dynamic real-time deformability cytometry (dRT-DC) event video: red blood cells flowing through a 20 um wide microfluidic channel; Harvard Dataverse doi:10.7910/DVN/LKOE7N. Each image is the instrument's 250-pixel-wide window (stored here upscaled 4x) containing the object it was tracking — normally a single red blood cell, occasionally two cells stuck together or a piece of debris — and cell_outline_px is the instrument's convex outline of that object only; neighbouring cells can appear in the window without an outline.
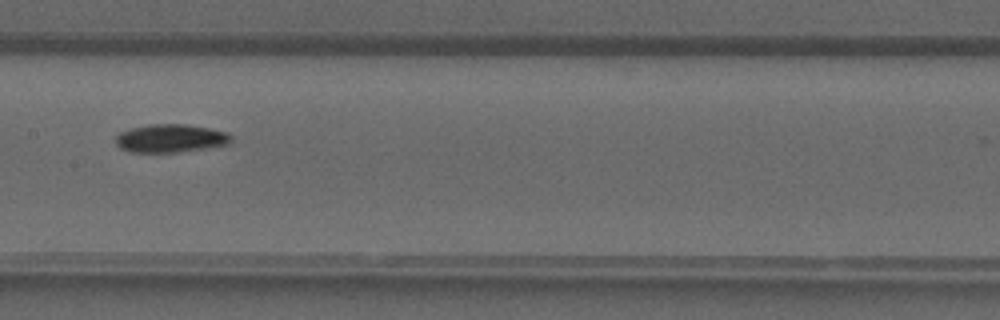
{"species": "common noctule bat (a hibernating species)", "species_latin": "Nyctalus noctula", "temperature_condition": "warm", "stored_images_in_passage": 26, "camera_frame_rate_fps": 3000, "um_per_image_px": 0.085, "animal": {"sex": "male", "forearm_length_mm": 52.5}, "frame": {"image": 1, "passage_image": 8, "time_ms": 2.333, "image_size_px": [1000, 320], "cell_outline_px": [[232, 140], [228, 144], [204, 148], [176, 152], [132, 152], [120, 148], [116, 144], [116, 136], [120, 132], [132, 128], [148, 124], [188, 124], [228, 132], [232, 136]], "centroid_in_image_um": [14.5, 11.75], "position_along_channel_um": 192.9, "area_um2": 18.9}}
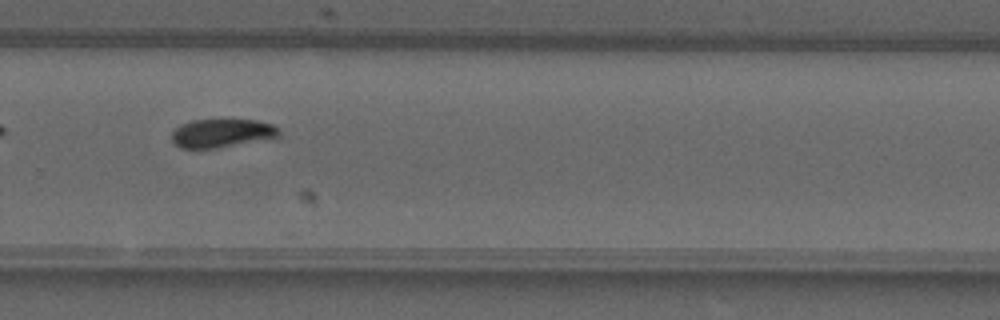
{"frame": {"image": 2, "passage_image": 15, "time_ms": 4.667, "image_size_px": [1000, 320], "cell_outline_px": [[280, 136], [220, 148], [180, 148], [172, 140], [172, 132], [180, 124], [192, 120], [256, 120], [272, 124], [280, 132]], "centroid_in_image_um": [18.83, 11.32], "position_along_channel_um": 311.0, "area_um2": 17.69}}
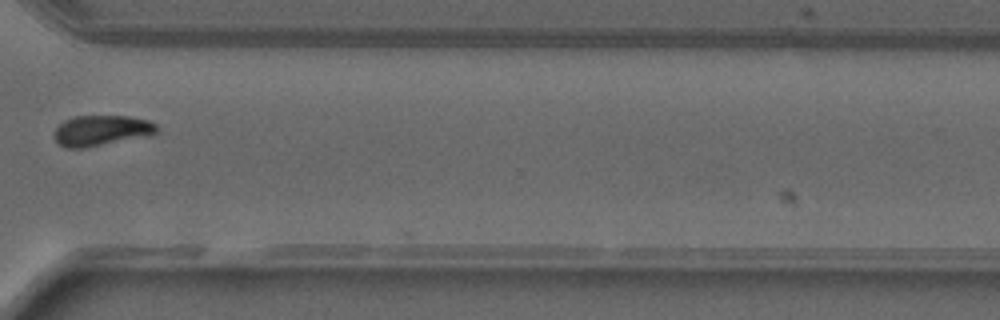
{"frame": {"image": 3, "passage_image": 18, "time_ms": 5.667, "image_size_px": [1000, 320], "cell_outline_px": [[160, 132], [152, 136], [84, 148], [68, 148], [60, 144], [52, 136], [52, 132], [64, 120], [72, 116], [132, 116], [148, 120], [156, 124], [160, 128]], "centroid_in_image_um": [8.68, 11.09], "position_along_channel_um": 361.9, "area_um2": 18.79}}